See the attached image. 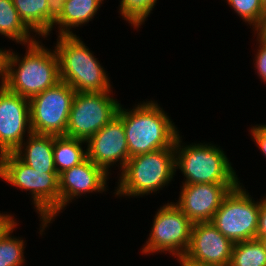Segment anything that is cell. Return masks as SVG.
Wrapping results in <instances>:
<instances>
[{
    "instance_id": "1",
    "label": "cell",
    "mask_w": 266,
    "mask_h": 266,
    "mask_svg": "<svg viewBox=\"0 0 266 266\" xmlns=\"http://www.w3.org/2000/svg\"><path fill=\"white\" fill-rule=\"evenodd\" d=\"M132 110L119 106L129 157L171 147L179 134L167 113L157 102L147 101Z\"/></svg>"
},
{
    "instance_id": "2",
    "label": "cell",
    "mask_w": 266,
    "mask_h": 266,
    "mask_svg": "<svg viewBox=\"0 0 266 266\" xmlns=\"http://www.w3.org/2000/svg\"><path fill=\"white\" fill-rule=\"evenodd\" d=\"M40 44L37 40L27 44L22 60L11 52L4 84L10 92L30 99L61 81L56 50L50 51Z\"/></svg>"
},
{
    "instance_id": "3",
    "label": "cell",
    "mask_w": 266,
    "mask_h": 266,
    "mask_svg": "<svg viewBox=\"0 0 266 266\" xmlns=\"http://www.w3.org/2000/svg\"><path fill=\"white\" fill-rule=\"evenodd\" d=\"M0 178L16 188L30 191L42 221V234L60 212L59 174L36 171L14 153H7L0 156Z\"/></svg>"
},
{
    "instance_id": "4",
    "label": "cell",
    "mask_w": 266,
    "mask_h": 266,
    "mask_svg": "<svg viewBox=\"0 0 266 266\" xmlns=\"http://www.w3.org/2000/svg\"><path fill=\"white\" fill-rule=\"evenodd\" d=\"M57 39L55 50L61 81L69 84L76 92L112 91L105 69L76 34L61 35Z\"/></svg>"
},
{
    "instance_id": "5",
    "label": "cell",
    "mask_w": 266,
    "mask_h": 266,
    "mask_svg": "<svg viewBox=\"0 0 266 266\" xmlns=\"http://www.w3.org/2000/svg\"><path fill=\"white\" fill-rule=\"evenodd\" d=\"M174 147L173 144L168 148L130 157L121 172L115 194L144 196L168 185L176 172Z\"/></svg>"
},
{
    "instance_id": "6",
    "label": "cell",
    "mask_w": 266,
    "mask_h": 266,
    "mask_svg": "<svg viewBox=\"0 0 266 266\" xmlns=\"http://www.w3.org/2000/svg\"><path fill=\"white\" fill-rule=\"evenodd\" d=\"M181 137L178 134L174 151L175 169H180L186 177L183 185L240 183L230 160L221 148L204 143L181 146Z\"/></svg>"
},
{
    "instance_id": "7",
    "label": "cell",
    "mask_w": 266,
    "mask_h": 266,
    "mask_svg": "<svg viewBox=\"0 0 266 266\" xmlns=\"http://www.w3.org/2000/svg\"><path fill=\"white\" fill-rule=\"evenodd\" d=\"M241 183L230 190L214 214L211 223L234 243L256 239L260 202L242 188Z\"/></svg>"
},
{
    "instance_id": "8",
    "label": "cell",
    "mask_w": 266,
    "mask_h": 266,
    "mask_svg": "<svg viewBox=\"0 0 266 266\" xmlns=\"http://www.w3.org/2000/svg\"><path fill=\"white\" fill-rule=\"evenodd\" d=\"M111 92H76L65 136L87 141L116 117L120 103Z\"/></svg>"
},
{
    "instance_id": "9",
    "label": "cell",
    "mask_w": 266,
    "mask_h": 266,
    "mask_svg": "<svg viewBox=\"0 0 266 266\" xmlns=\"http://www.w3.org/2000/svg\"><path fill=\"white\" fill-rule=\"evenodd\" d=\"M75 93L69 84L60 81L30 98L32 133L65 136Z\"/></svg>"
},
{
    "instance_id": "10",
    "label": "cell",
    "mask_w": 266,
    "mask_h": 266,
    "mask_svg": "<svg viewBox=\"0 0 266 266\" xmlns=\"http://www.w3.org/2000/svg\"><path fill=\"white\" fill-rule=\"evenodd\" d=\"M193 222L174 204L167 203L160 207L154 216L151 233L143 245L142 253L170 252L177 259L187 252Z\"/></svg>"
},
{
    "instance_id": "11",
    "label": "cell",
    "mask_w": 266,
    "mask_h": 266,
    "mask_svg": "<svg viewBox=\"0 0 266 266\" xmlns=\"http://www.w3.org/2000/svg\"><path fill=\"white\" fill-rule=\"evenodd\" d=\"M32 133L29 99L0 85V156L13 153Z\"/></svg>"
},
{
    "instance_id": "12",
    "label": "cell",
    "mask_w": 266,
    "mask_h": 266,
    "mask_svg": "<svg viewBox=\"0 0 266 266\" xmlns=\"http://www.w3.org/2000/svg\"><path fill=\"white\" fill-rule=\"evenodd\" d=\"M234 244L211 222L193 223L190 245L182 259L198 266H229Z\"/></svg>"
},
{
    "instance_id": "13",
    "label": "cell",
    "mask_w": 266,
    "mask_h": 266,
    "mask_svg": "<svg viewBox=\"0 0 266 266\" xmlns=\"http://www.w3.org/2000/svg\"><path fill=\"white\" fill-rule=\"evenodd\" d=\"M86 144L87 158L107 173L118 161L123 170L130 158L123 122L118 116L90 137Z\"/></svg>"
},
{
    "instance_id": "14",
    "label": "cell",
    "mask_w": 266,
    "mask_h": 266,
    "mask_svg": "<svg viewBox=\"0 0 266 266\" xmlns=\"http://www.w3.org/2000/svg\"><path fill=\"white\" fill-rule=\"evenodd\" d=\"M238 184L183 185L174 203L193 223L211 222L225 196Z\"/></svg>"
},
{
    "instance_id": "15",
    "label": "cell",
    "mask_w": 266,
    "mask_h": 266,
    "mask_svg": "<svg viewBox=\"0 0 266 266\" xmlns=\"http://www.w3.org/2000/svg\"><path fill=\"white\" fill-rule=\"evenodd\" d=\"M108 174L88 158L79 165L60 173V211L72 202L73 198L80 197L81 194L106 191Z\"/></svg>"
},
{
    "instance_id": "16",
    "label": "cell",
    "mask_w": 266,
    "mask_h": 266,
    "mask_svg": "<svg viewBox=\"0 0 266 266\" xmlns=\"http://www.w3.org/2000/svg\"><path fill=\"white\" fill-rule=\"evenodd\" d=\"M27 137V142H22L13 153L36 171L57 173L53 154L54 135L31 133Z\"/></svg>"
},
{
    "instance_id": "17",
    "label": "cell",
    "mask_w": 266,
    "mask_h": 266,
    "mask_svg": "<svg viewBox=\"0 0 266 266\" xmlns=\"http://www.w3.org/2000/svg\"><path fill=\"white\" fill-rule=\"evenodd\" d=\"M103 0H67L62 15L54 22L59 36L74 35L71 27H79L93 19Z\"/></svg>"
},
{
    "instance_id": "18",
    "label": "cell",
    "mask_w": 266,
    "mask_h": 266,
    "mask_svg": "<svg viewBox=\"0 0 266 266\" xmlns=\"http://www.w3.org/2000/svg\"><path fill=\"white\" fill-rule=\"evenodd\" d=\"M85 142L67 136H54V164L58 174L79 165L87 159V151L82 148V144Z\"/></svg>"
},
{
    "instance_id": "19",
    "label": "cell",
    "mask_w": 266,
    "mask_h": 266,
    "mask_svg": "<svg viewBox=\"0 0 266 266\" xmlns=\"http://www.w3.org/2000/svg\"><path fill=\"white\" fill-rule=\"evenodd\" d=\"M31 30L20 19L12 0H0V34L18 44H31L36 41L31 37Z\"/></svg>"
},
{
    "instance_id": "20",
    "label": "cell",
    "mask_w": 266,
    "mask_h": 266,
    "mask_svg": "<svg viewBox=\"0 0 266 266\" xmlns=\"http://www.w3.org/2000/svg\"><path fill=\"white\" fill-rule=\"evenodd\" d=\"M20 19L37 35L48 36L47 0H12Z\"/></svg>"
},
{
    "instance_id": "21",
    "label": "cell",
    "mask_w": 266,
    "mask_h": 266,
    "mask_svg": "<svg viewBox=\"0 0 266 266\" xmlns=\"http://www.w3.org/2000/svg\"><path fill=\"white\" fill-rule=\"evenodd\" d=\"M229 266H266V251L259 239L234 244Z\"/></svg>"
},
{
    "instance_id": "22",
    "label": "cell",
    "mask_w": 266,
    "mask_h": 266,
    "mask_svg": "<svg viewBox=\"0 0 266 266\" xmlns=\"http://www.w3.org/2000/svg\"><path fill=\"white\" fill-rule=\"evenodd\" d=\"M14 228L0 239V266H23L24 240L11 236Z\"/></svg>"
},
{
    "instance_id": "23",
    "label": "cell",
    "mask_w": 266,
    "mask_h": 266,
    "mask_svg": "<svg viewBox=\"0 0 266 266\" xmlns=\"http://www.w3.org/2000/svg\"><path fill=\"white\" fill-rule=\"evenodd\" d=\"M157 0H121L120 13L131 26L139 28L155 7Z\"/></svg>"
},
{
    "instance_id": "24",
    "label": "cell",
    "mask_w": 266,
    "mask_h": 266,
    "mask_svg": "<svg viewBox=\"0 0 266 266\" xmlns=\"http://www.w3.org/2000/svg\"><path fill=\"white\" fill-rule=\"evenodd\" d=\"M227 2L244 22L253 26V30L266 11L261 0H227Z\"/></svg>"
},
{
    "instance_id": "25",
    "label": "cell",
    "mask_w": 266,
    "mask_h": 266,
    "mask_svg": "<svg viewBox=\"0 0 266 266\" xmlns=\"http://www.w3.org/2000/svg\"><path fill=\"white\" fill-rule=\"evenodd\" d=\"M67 0H47L48 4V35L54 27V22L62 15Z\"/></svg>"
},
{
    "instance_id": "26",
    "label": "cell",
    "mask_w": 266,
    "mask_h": 266,
    "mask_svg": "<svg viewBox=\"0 0 266 266\" xmlns=\"http://www.w3.org/2000/svg\"><path fill=\"white\" fill-rule=\"evenodd\" d=\"M257 40L259 41V48L255 57V68L259 77L266 83V42L262 41L258 36Z\"/></svg>"
},
{
    "instance_id": "27",
    "label": "cell",
    "mask_w": 266,
    "mask_h": 266,
    "mask_svg": "<svg viewBox=\"0 0 266 266\" xmlns=\"http://www.w3.org/2000/svg\"><path fill=\"white\" fill-rule=\"evenodd\" d=\"M251 135L258 148L266 156V125L251 127Z\"/></svg>"
},
{
    "instance_id": "28",
    "label": "cell",
    "mask_w": 266,
    "mask_h": 266,
    "mask_svg": "<svg viewBox=\"0 0 266 266\" xmlns=\"http://www.w3.org/2000/svg\"><path fill=\"white\" fill-rule=\"evenodd\" d=\"M266 236V196L261 199L256 239Z\"/></svg>"
},
{
    "instance_id": "29",
    "label": "cell",
    "mask_w": 266,
    "mask_h": 266,
    "mask_svg": "<svg viewBox=\"0 0 266 266\" xmlns=\"http://www.w3.org/2000/svg\"><path fill=\"white\" fill-rule=\"evenodd\" d=\"M15 221L16 220L12 218V215H3V213H0V239L8 234L13 228H16L18 224Z\"/></svg>"
},
{
    "instance_id": "30",
    "label": "cell",
    "mask_w": 266,
    "mask_h": 266,
    "mask_svg": "<svg viewBox=\"0 0 266 266\" xmlns=\"http://www.w3.org/2000/svg\"><path fill=\"white\" fill-rule=\"evenodd\" d=\"M11 51L10 50H2L0 48V79L1 85H4L8 76V67H9V58Z\"/></svg>"
},
{
    "instance_id": "31",
    "label": "cell",
    "mask_w": 266,
    "mask_h": 266,
    "mask_svg": "<svg viewBox=\"0 0 266 266\" xmlns=\"http://www.w3.org/2000/svg\"><path fill=\"white\" fill-rule=\"evenodd\" d=\"M255 31L257 32L258 37L266 42V11L262 16L260 23L255 28Z\"/></svg>"
},
{
    "instance_id": "32",
    "label": "cell",
    "mask_w": 266,
    "mask_h": 266,
    "mask_svg": "<svg viewBox=\"0 0 266 266\" xmlns=\"http://www.w3.org/2000/svg\"><path fill=\"white\" fill-rule=\"evenodd\" d=\"M177 260L181 264V266H198V265H195V264H192V263H188V262L184 261L182 258L177 259Z\"/></svg>"
},
{
    "instance_id": "33",
    "label": "cell",
    "mask_w": 266,
    "mask_h": 266,
    "mask_svg": "<svg viewBox=\"0 0 266 266\" xmlns=\"http://www.w3.org/2000/svg\"><path fill=\"white\" fill-rule=\"evenodd\" d=\"M259 240H260V242L263 244L264 249H265V251H266V236H264V237H260Z\"/></svg>"
},
{
    "instance_id": "34",
    "label": "cell",
    "mask_w": 266,
    "mask_h": 266,
    "mask_svg": "<svg viewBox=\"0 0 266 266\" xmlns=\"http://www.w3.org/2000/svg\"><path fill=\"white\" fill-rule=\"evenodd\" d=\"M261 3L263 4L264 8L266 9V0H261Z\"/></svg>"
}]
</instances>
